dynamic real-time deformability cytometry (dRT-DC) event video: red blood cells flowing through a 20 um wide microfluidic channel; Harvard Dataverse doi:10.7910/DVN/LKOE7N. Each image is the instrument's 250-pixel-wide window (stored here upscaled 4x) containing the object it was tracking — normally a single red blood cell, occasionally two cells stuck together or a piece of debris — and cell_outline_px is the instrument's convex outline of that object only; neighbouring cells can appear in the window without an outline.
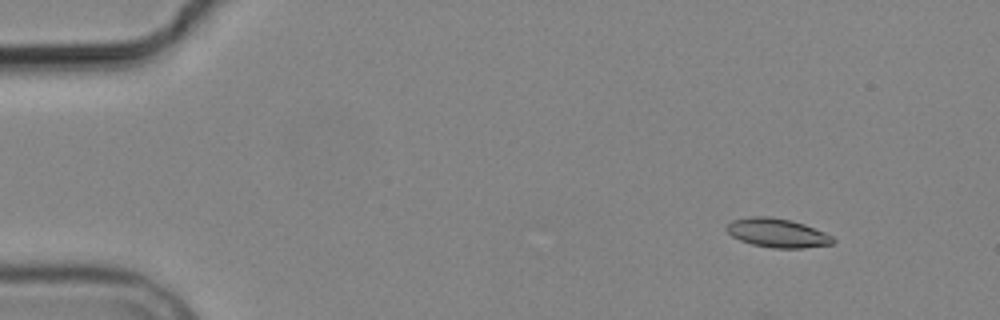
{"species": "common noctule bat (a hibernating species)", "species_latin": "Nyctalus noctula", "temperature_condition": "cold", "stored_images_in_passage": 3, "camera_frame_rate_fps": 3000, "um_per_image_px": 0.085, "animal": {"sex": "male", "body_mass_g": 19.2, "forearm_length_mm": 51.8}, "frame": {"image": 1, "passage_image": 1, "time_ms": 0.0, "image_size_px": [1000, 320], "cell_outline_px": [[836, 240], [832, 244], [804, 248], [772, 248], [752, 244], [740, 240], [732, 236], [724, 228], [732, 220], [752, 216], [768, 216], [788, 220], [804, 224], [824, 232], [832, 236]], "centroid_in_image_um": [66.06, 19.8], "position_along_channel_um": 18.9, "area_um2": 17.86}}